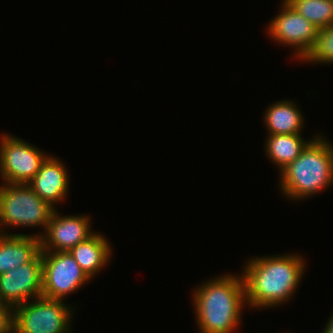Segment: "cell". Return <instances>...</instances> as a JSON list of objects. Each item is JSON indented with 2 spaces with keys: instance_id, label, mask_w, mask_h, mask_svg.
<instances>
[{
  "instance_id": "cell-1",
  "label": "cell",
  "mask_w": 333,
  "mask_h": 333,
  "mask_svg": "<svg viewBox=\"0 0 333 333\" xmlns=\"http://www.w3.org/2000/svg\"><path fill=\"white\" fill-rule=\"evenodd\" d=\"M305 263L297 254L250 259L242 273L247 305L264 309L290 300L304 275Z\"/></svg>"
},
{
  "instance_id": "cell-2",
  "label": "cell",
  "mask_w": 333,
  "mask_h": 333,
  "mask_svg": "<svg viewBox=\"0 0 333 333\" xmlns=\"http://www.w3.org/2000/svg\"><path fill=\"white\" fill-rule=\"evenodd\" d=\"M194 291L200 333H232L240 326L242 308L247 304L242 274L220 275Z\"/></svg>"
},
{
  "instance_id": "cell-3",
  "label": "cell",
  "mask_w": 333,
  "mask_h": 333,
  "mask_svg": "<svg viewBox=\"0 0 333 333\" xmlns=\"http://www.w3.org/2000/svg\"><path fill=\"white\" fill-rule=\"evenodd\" d=\"M280 172V189L290 200H302L323 191L333 185V145L316 134Z\"/></svg>"
},
{
  "instance_id": "cell-4",
  "label": "cell",
  "mask_w": 333,
  "mask_h": 333,
  "mask_svg": "<svg viewBox=\"0 0 333 333\" xmlns=\"http://www.w3.org/2000/svg\"><path fill=\"white\" fill-rule=\"evenodd\" d=\"M55 208L41 199L28 184L3 183L0 186L1 226L43 227L44 233ZM5 231H1V234Z\"/></svg>"
},
{
  "instance_id": "cell-5",
  "label": "cell",
  "mask_w": 333,
  "mask_h": 333,
  "mask_svg": "<svg viewBox=\"0 0 333 333\" xmlns=\"http://www.w3.org/2000/svg\"><path fill=\"white\" fill-rule=\"evenodd\" d=\"M62 300L43 296L14 308V333H68L72 310Z\"/></svg>"
},
{
  "instance_id": "cell-6",
  "label": "cell",
  "mask_w": 333,
  "mask_h": 333,
  "mask_svg": "<svg viewBox=\"0 0 333 333\" xmlns=\"http://www.w3.org/2000/svg\"><path fill=\"white\" fill-rule=\"evenodd\" d=\"M41 256L43 297L63 301L90 280L68 251H41Z\"/></svg>"
},
{
  "instance_id": "cell-7",
  "label": "cell",
  "mask_w": 333,
  "mask_h": 333,
  "mask_svg": "<svg viewBox=\"0 0 333 333\" xmlns=\"http://www.w3.org/2000/svg\"><path fill=\"white\" fill-rule=\"evenodd\" d=\"M0 138V175L4 183L28 184L40 170L45 155L32 144L15 136Z\"/></svg>"
},
{
  "instance_id": "cell-8",
  "label": "cell",
  "mask_w": 333,
  "mask_h": 333,
  "mask_svg": "<svg viewBox=\"0 0 333 333\" xmlns=\"http://www.w3.org/2000/svg\"><path fill=\"white\" fill-rule=\"evenodd\" d=\"M282 1V11L272 19L267 31L278 43L295 48L293 57L304 60L314 47L318 28L285 0Z\"/></svg>"
},
{
  "instance_id": "cell-9",
  "label": "cell",
  "mask_w": 333,
  "mask_h": 333,
  "mask_svg": "<svg viewBox=\"0 0 333 333\" xmlns=\"http://www.w3.org/2000/svg\"><path fill=\"white\" fill-rule=\"evenodd\" d=\"M42 296L41 252L30 262L0 274V299L13 308Z\"/></svg>"
},
{
  "instance_id": "cell-10",
  "label": "cell",
  "mask_w": 333,
  "mask_h": 333,
  "mask_svg": "<svg viewBox=\"0 0 333 333\" xmlns=\"http://www.w3.org/2000/svg\"><path fill=\"white\" fill-rule=\"evenodd\" d=\"M91 222L88 216H60L54 210L46 233L36 234L41 239V251L65 252L78 243L88 239L94 233L90 231Z\"/></svg>"
},
{
  "instance_id": "cell-11",
  "label": "cell",
  "mask_w": 333,
  "mask_h": 333,
  "mask_svg": "<svg viewBox=\"0 0 333 333\" xmlns=\"http://www.w3.org/2000/svg\"><path fill=\"white\" fill-rule=\"evenodd\" d=\"M68 172L59 158L50 155L42 163L40 170L28 183L32 190L53 208L63 201L68 192Z\"/></svg>"
},
{
  "instance_id": "cell-12",
  "label": "cell",
  "mask_w": 333,
  "mask_h": 333,
  "mask_svg": "<svg viewBox=\"0 0 333 333\" xmlns=\"http://www.w3.org/2000/svg\"><path fill=\"white\" fill-rule=\"evenodd\" d=\"M41 252L40 237L0 233V274L32 261Z\"/></svg>"
},
{
  "instance_id": "cell-13",
  "label": "cell",
  "mask_w": 333,
  "mask_h": 333,
  "mask_svg": "<svg viewBox=\"0 0 333 333\" xmlns=\"http://www.w3.org/2000/svg\"><path fill=\"white\" fill-rule=\"evenodd\" d=\"M103 234L96 232L88 239L78 243L68 252L90 279L100 272L110 260L111 247Z\"/></svg>"
},
{
  "instance_id": "cell-14",
  "label": "cell",
  "mask_w": 333,
  "mask_h": 333,
  "mask_svg": "<svg viewBox=\"0 0 333 333\" xmlns=\"http://www.w3.org/2000/svg\"><path fill=\"white\" fill-rule=\"evenodd\" d=\"M298 109L290 100L278 101L269 106L264 114L269 134H301L304 118Z\"/></svg>"
},
{
  "instance_id": "cell-15",
  "label": "cell",
  "mask_w": 333,
  "mask_h": 333,
  "mask_svg": "<svg viewBox=\"0 0 333 333\" xmlns=\"http://www.w3.org/2000/svg\"><path fill=\"white\" fill-rule=\"evenodd\" d=\"M265 148L266 155L279 166L280 171L292 163L311 141L303 140L300 134H268Z\"/></svg>"
},
{
  "instance_id": "cell-16",
  "label": "cell",
  "mask_w": 333,
  "mask_h": 333,
  "mask_svg": "<svg viewBox=\"0 0 333 333\" xmlns=\"http://www.w3.org/2000/svg\"><path fill=\"white\" fill-rule=\"evenodd\" d=\"M318 29L333 24V0H285Z\"/></svg>"
},
{
  "instance_id": "cell-17",
  "label": "cell",
  "mask_w": 333,
  "mask_h": 333,
  "mask_svg": "<svg viewBox=\"0 0 333 333\" xmlns=\"http://www.w3.org/2000/svg\"><path fill=\"white\" fill-rule=\"evenodd\" d=\"M303 61L333 63V24L317 30L314 47Z\"/></svg>"
},
{
  "instance_id": "cell-18",
  "label": "cell",
  "mask_w": 333,
  "mask_h": 333,
  "mask_svg": "<svg viewBox=\"0 0 333 333\" xmlns=\"http://www.w3.org/2000/svg\"><path fill=\"white\" fill-rule=\"evenodd\" d=\"M0 333H14V308L6 304L0 307Z\"/></svg>"
},
{
  "instance_id": "cell-19",
  "label": "cell",
  "mask_w": 333,
  "mask_h": 333,
  "mask_svg": "<svg viewBox=\"0 0 333 333\" xmlns=\"http://www.w3.org/2000/svg\"><path fill=\"white\" fill-rule=\"evenodd\" d=\"M323 330V333H333V315H331V318L328 320V324H326V327Z\"/></svg>"
},
{
  "instance_id": "cell-20",
  "label": "cell",
  "mask_w": 333,
  "mask_h": 333,
  "mask_svg": "<svg viewBox=\"0 0 333 333\" xmlns=\"http://www.w3.org/2000/svg\"><path fill=\"white\" fill-rule=\"evenodd\" d=\"M3 305H4V303L0 299V307H2Z\"/></svg>"
}]
</instances>
